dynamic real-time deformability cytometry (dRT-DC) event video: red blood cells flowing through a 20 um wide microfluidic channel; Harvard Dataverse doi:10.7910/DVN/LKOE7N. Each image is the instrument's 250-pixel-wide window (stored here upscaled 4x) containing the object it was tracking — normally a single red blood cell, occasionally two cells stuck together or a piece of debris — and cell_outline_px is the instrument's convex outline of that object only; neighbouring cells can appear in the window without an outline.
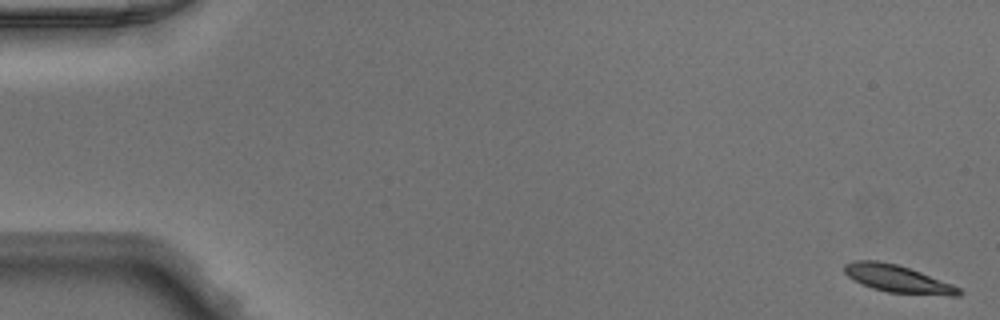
{"species": "Egyptian fruit bat (a non-hibernating species)", "species_latin": "Rousettus aegyptiacus", "temperature_condition": "warm", "stored_images_in_passage": 9, "camera_frame_rate_fps": 3000, "um_per_image_px": 0.085, "animal": {"sex": "male"}, "frame": {"image": 1, "passage_image": 1, "time_ms": 0.0, "image_size_px": [1000, 320], "cell_outline_px": [[964, 292], [960, 296], [952, 296], [888, 292], [872, 288], [848, 276], [844, 272], [844, 264], [852, 260], [876, 260], [896, 264], [920, 272], [952, 284], [960, 288]], "centroid_in_image_um": [76.33, 23.7], "position_along_channel_um": 8.7, "area_um2": 18.15}}